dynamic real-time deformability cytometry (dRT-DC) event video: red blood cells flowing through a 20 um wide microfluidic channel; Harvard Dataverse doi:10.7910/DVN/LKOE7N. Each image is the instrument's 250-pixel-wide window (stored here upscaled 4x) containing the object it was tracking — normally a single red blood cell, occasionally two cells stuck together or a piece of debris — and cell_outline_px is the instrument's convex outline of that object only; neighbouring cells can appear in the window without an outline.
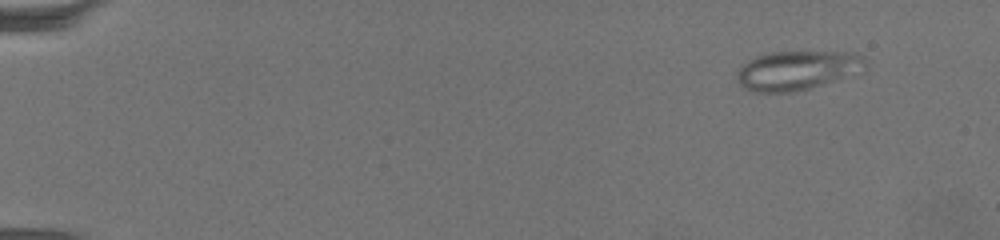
{"species": "common noctule bat (a hibernating species)", "species_latin": "Nyctalus noctula", "temperature_condition": "warm", "stored_images_in_passage": 63, "camera_frame_rate_fps": 3000, "um_per_image_px": 0.085, "animal": {"sex": "female", "body_mass_g": 19.5, "forearm_length_mm": 54.1}, "frame": {"image": 1, "passage_image": 2, "time_ms": 0.333, "image_size_px": [1000, 240], "cell_outline_px": [[868, 68], [864, 72], [808, 88], [792, 92], [752, 92], [744, 88], [736, 80], [736, 72], [748, 60], [756, 56], [772, 52], [852, 52], [860, 56], [868, 64]], "centroid_in_image_um": [67.78, 5.98], "position_along_channel_um": 17.2, "area_um2": 29.48}}
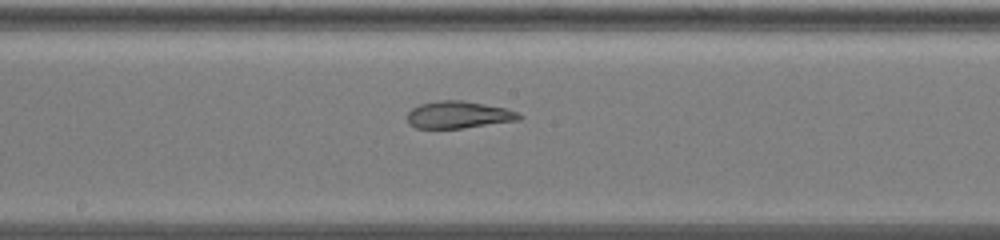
{"frame": {"image": 2, "passage_image": 34, "time_ms": 11.0, "image_size_px": [1000, 240], "cell_outline_px": [[524, 116], [520, 120], [464, 128], [416, 128], [408, 124], [408, 112], [412, 108], [420, 104], [436, 100], [464, 100], [504, 108], [516, 112]], "centroid_in_image_um": [38.96, 9.75], "position_along_channel_um": 209.2, "area_um2": 17.74}}
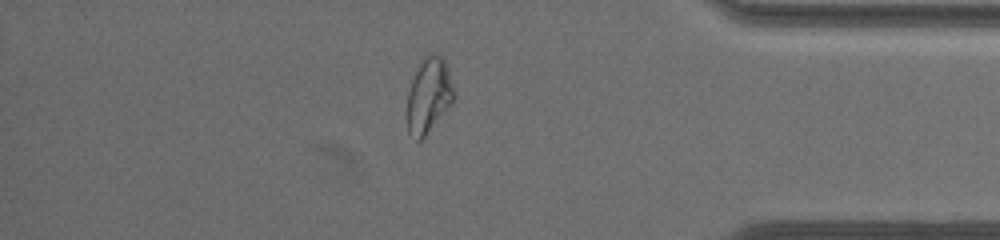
{"frame": {"image": 3, "passage_image": 54, "time_ms": 17.667, "image_size_px": [1000, 240], "cell_outline_px": [[456, 96], [452, 104], [424, 136], [420, 140], [416, 140], [408, 132], [408, 92], [412, 80], [420, 60], [424, 56], [432, 52], [436, 52], [444, 56], [456, 92]], "centroid_in_image_um": [36.49, 8.03], "position_along_channel_um": 398.7, "area_um2": 20.69}, "authors_computed_cell_mechanics": {"area_um2": 22.1952, "velocity_mm_per_s": 3.1778, "shape_relaxation_time_tau1_ms": null, "shape_relaxation_time_tau2_ms": 2.558, "deformation_change_tau1": null, "deformation_change_tau2": 0.0888}}